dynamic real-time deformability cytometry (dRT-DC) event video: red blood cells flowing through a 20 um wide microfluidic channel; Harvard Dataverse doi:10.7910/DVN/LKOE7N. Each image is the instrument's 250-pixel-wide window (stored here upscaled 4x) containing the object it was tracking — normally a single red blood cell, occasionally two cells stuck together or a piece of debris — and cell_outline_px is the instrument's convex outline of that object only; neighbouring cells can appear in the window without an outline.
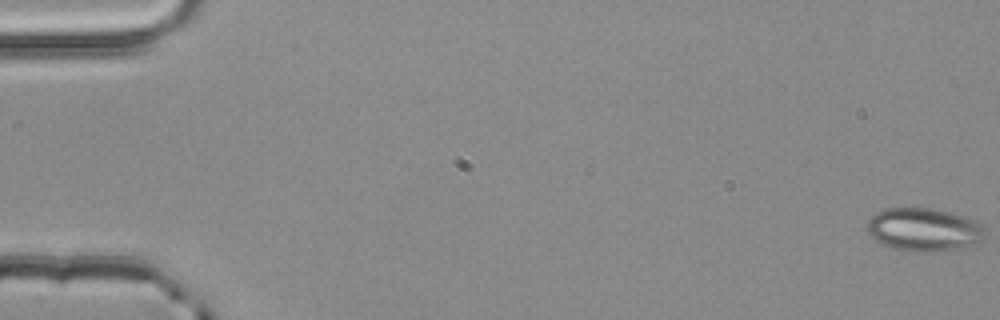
{"species": "common noctule bat (a hibernating species)", "species_latin": "Nyctalus noctula", "temperature_condition": "room temperature", "stored_images_in_passage": 4, "segment_of_instrument_passage": [1, 2], "camera_frame_rate_fps": 3000, "um_per_image_px": 0.085, "animal": {"sex": "male", "body_mass_g": 20.4}, "frame": {"image": 1, "passage_image": 1, "time_ms": 0.0, "image_size_px": [1000, 320], "cell_outline_px": [[984, 236], [980, 240], [972, 244], [936, 252], [904, 252], [892, 248], [876, 240], [868, 232], [868, 220], [876, 212], [884, 208], [928, 208], [948, 212], [972, 220], [980, 224], [984, 228]], "centroid_in_image_um": [78.46, 19.52], "position_along_channel_um": 6.5, "area_um2": 29.25}}